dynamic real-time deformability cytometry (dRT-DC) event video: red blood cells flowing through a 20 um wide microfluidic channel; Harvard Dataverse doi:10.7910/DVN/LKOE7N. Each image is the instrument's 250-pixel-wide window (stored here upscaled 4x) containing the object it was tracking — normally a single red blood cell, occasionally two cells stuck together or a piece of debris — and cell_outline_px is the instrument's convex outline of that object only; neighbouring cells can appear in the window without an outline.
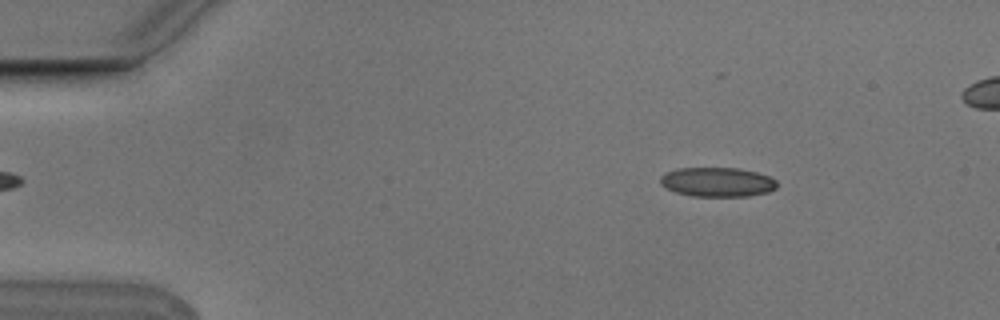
{"species": "Egyptian fruit bat (a non-hibernating species)", "species_latin": "Rousettus aegyptiacus", "temperature_condition": "cold", "stored_images_in_passage": 5, "camera_frame_rate_fps": 3000, "um_per_image_px": 0.085, "animal": {"sex": "male"}, "frame": {"image": 1, "passage_image": 2, "time_ms": 0.333, "image_size_px": [1000, 320], "cell_outline_px": [[776, 188], [768, 192], [748, 196], [692, 196], [676, 192], [664, 188], [660, 184], [660, 176], [664, 172], [676, 168], [736, 168], [756, 172], [768, 176], [776, 180]], "centroid_in_image_um": [60.92, 15.47], "position_along_channel_um": 24.1, "area_um2": 20.06}}